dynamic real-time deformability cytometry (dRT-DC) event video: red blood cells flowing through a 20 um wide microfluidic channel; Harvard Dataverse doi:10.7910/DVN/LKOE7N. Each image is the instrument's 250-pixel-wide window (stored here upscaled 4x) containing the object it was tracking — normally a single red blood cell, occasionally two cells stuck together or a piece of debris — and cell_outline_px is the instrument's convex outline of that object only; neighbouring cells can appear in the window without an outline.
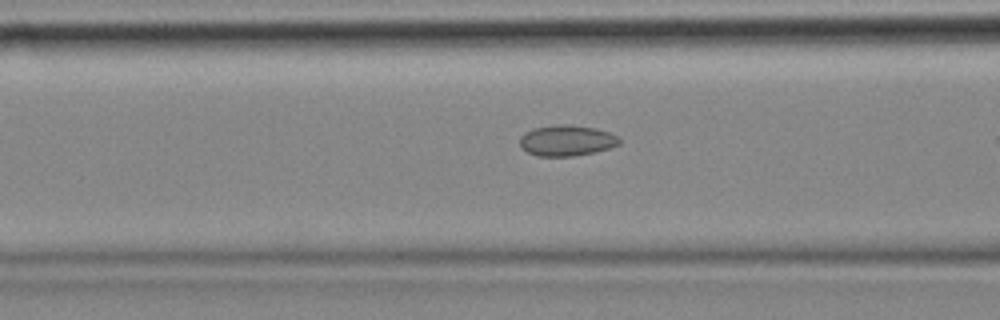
{"species": "common noctule bat (a hibernating species)", "species_latin": "Nyctalus noctula", "temperature_condition": "cold", "stored_images_in_passage": 14, "camera_frame_rate_fps": 3000, "um_per_image_px": 0.085, "animal": {"sex": "female", "body_mass_g": 18.4}, "frame": {"image": 1, "passage_image": 12, "time_ms": 3.667, "image_size_px": [1000, 320], "cell_outline_px": [[620, 144], [608, 148], [592, 152], [572, 156], [536, 156], [520, 148], [520, 136], [524, 132], [532, 128], [556, 124], [568, 124], [596, 128], [608, 132], [616, 136], [620, 140]], "centroid_in_image_um": [48.11, 11.93], "position_along_channel_um": 118.5, "area_um2": 17.92}}